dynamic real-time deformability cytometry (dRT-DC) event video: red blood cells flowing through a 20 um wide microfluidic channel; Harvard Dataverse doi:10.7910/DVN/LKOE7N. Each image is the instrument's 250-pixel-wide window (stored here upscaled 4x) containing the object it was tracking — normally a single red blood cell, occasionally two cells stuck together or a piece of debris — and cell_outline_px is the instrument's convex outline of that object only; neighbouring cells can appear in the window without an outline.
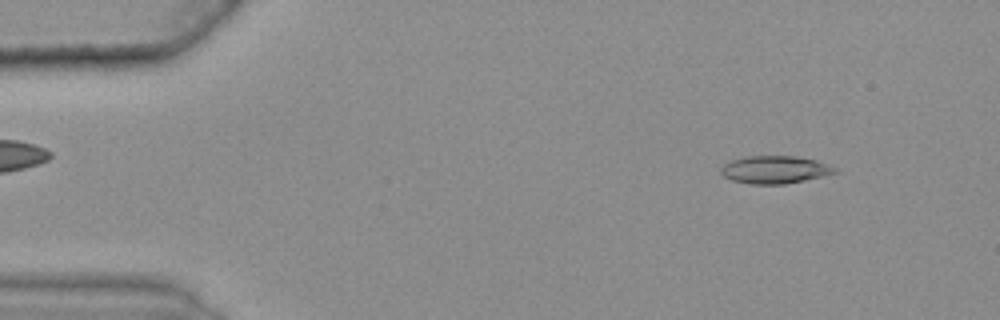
{"species": "common noctule bat (a hibernating species)", "species_latin": "Nyctalus noctula", "temperature_condition": "warm", "stored_images_in_passage": 48, "camera_frame_rate_fps": 3000, "um_per_image_px": 0.085, "animal": {"sex": "female", "body_mass_g": 25.1}, "frame": {"image": 1, "passage_image": 6, "time_ms": 1.667, "image_size_px": [1000, 320], "cell_outline_px": [[840, 172], [804, 180], [784, 184], [752, 184], [732, 180], [724, 176], [720, 172], [720, 168], [724, 164], [732, 160], [744, 156], [796, 156], [816, 160], [828, 164], [836, 168]], "centroid_in_image_um": [65.87, 14.41], "position_along_channel_um": 19.1, "area_um2": 18.38}}
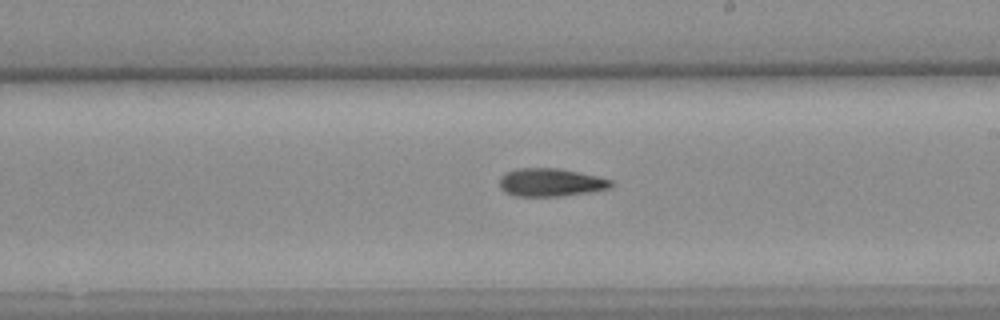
{"frame": {"image": 2, "passage_image": 32, "time_ms": 10.333, "image_size_px": [1000, 320], "cell_outline_px": [[616, 184], [608, 188], [588, 192], [564, 196], [516, 196], [504, 192], [500, 188], [500, 176], [504, 172], [516, 168], [560, 168], [580, 172], [612, 180]], "centroid_in_image_um": [46.78, 15.49], "position_along_channel_um": 242.2, "area_um2": 18.44}}
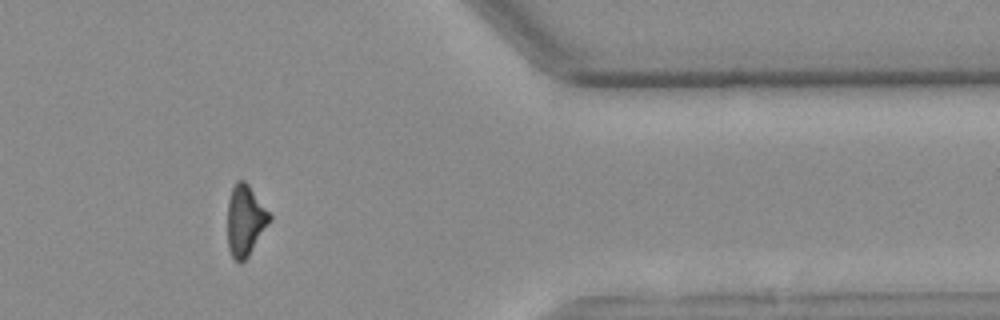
{"frame": {"image": 3, "passage_image": 46, "time_ms": 15.0, "image_size_px": [1000, 320], "cell_outline_px": [[272, 220], [248, 256], [240, 264], [232, 256], [228, 248], [228, 200], [232, 184], [236, 180], [244, 180], [248, 184], [272, 216]], "centroid_in_image_um": [20.84, 18.72], "position_along_channel_um": 390.6, "area_um2": 17.46}}